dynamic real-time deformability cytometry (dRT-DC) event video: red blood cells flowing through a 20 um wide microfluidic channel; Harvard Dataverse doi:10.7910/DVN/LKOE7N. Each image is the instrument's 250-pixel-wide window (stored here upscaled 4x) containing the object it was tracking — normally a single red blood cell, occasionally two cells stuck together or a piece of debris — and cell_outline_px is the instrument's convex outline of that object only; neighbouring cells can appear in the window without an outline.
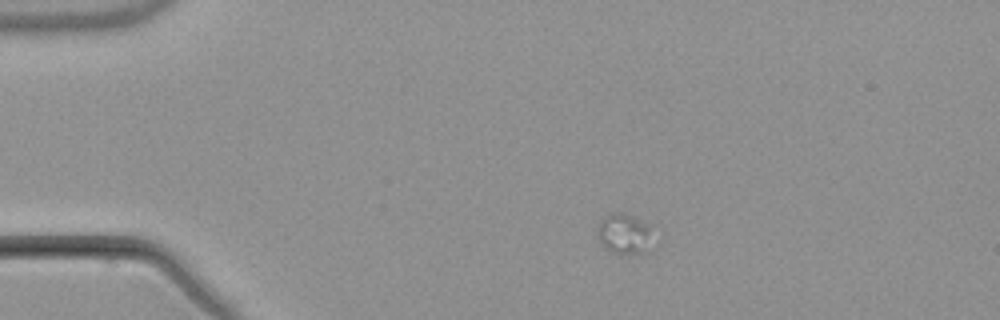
{"species": "common noctule bat (a hibernating species)", "species_latin": "Nyctalus noctula", "temperature_condition": "warm", "stored_images_in_passage": 3, "camera_frame_rate_fps": 3000, "um_per_image_px": 0.085, "animal": {"sex": "male", "body_mass_g": 21.5, "forearm_length_mm": 52.0}, "frame": {"image": 1, "passage_image": 1, "time_ms": 0.0, "image_size_px": [1000, 320], "cell_outline_px": [[648, 232], [644, 256], [620, 256], [604, 248], [600, 244], [596, 236], [600, 220], [604, 216], [612, 212], [624, 212], [648, 224]], "centroid_in_image_um": [52.95, 19.93], "position_along_channel_um": 32.1, "area_um2": 13.18}}